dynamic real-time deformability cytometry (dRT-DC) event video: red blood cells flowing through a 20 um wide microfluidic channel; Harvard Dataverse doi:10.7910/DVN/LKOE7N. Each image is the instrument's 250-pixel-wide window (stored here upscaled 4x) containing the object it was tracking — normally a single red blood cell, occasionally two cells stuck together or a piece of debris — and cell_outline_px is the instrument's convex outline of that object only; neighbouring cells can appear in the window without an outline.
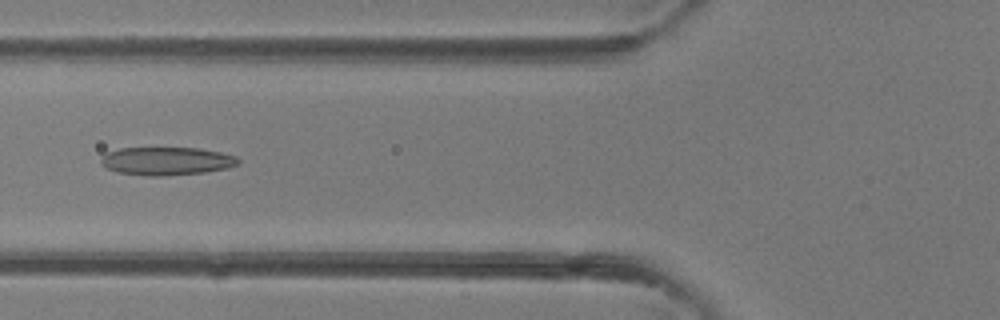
{"species": "common noctule bat (a hibernating species)", "species_latin": "Nyctalus noctula", "temperature_condition": "room temperature", "stored_images_in_passage": 4, "camera_frame_rate_fps": 3000, "um_per_image_px": 0.085, "animal": {"sex": "female"}, "frame": {"image": 1, "passage_image": 4, "time_ms": 3.333, "image_size_px": [1000, 320], "cell_outline_px": [[240, 164], [228, 168], [204, 172], [164, 176], [144, 176], [116, 172], [100, 164], [100, 160], [104, 152], [120, 148], [200, 148], [220, 152], [236, 156], [240, 160]], "centroid_in_image_um": [14.14, 13.69], "position_along_channel_um": 111.7, "area_um2": 22.77}}